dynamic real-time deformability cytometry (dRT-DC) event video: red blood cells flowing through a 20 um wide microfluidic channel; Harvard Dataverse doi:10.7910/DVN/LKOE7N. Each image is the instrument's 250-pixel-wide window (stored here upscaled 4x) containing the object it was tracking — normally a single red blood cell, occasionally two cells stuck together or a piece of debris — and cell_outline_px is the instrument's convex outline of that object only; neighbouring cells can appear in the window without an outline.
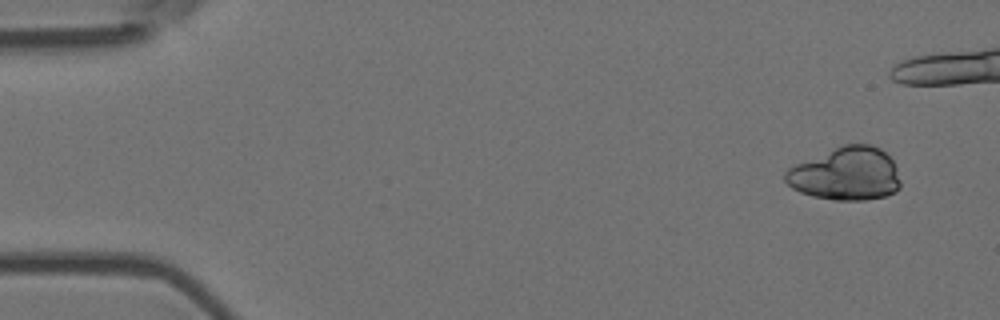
{"species": "Egyptian fruit bat (a non-hibernating species)", "species_latin": "Rousettus aegyptiacus", "temperature_condition": "room temperature", "stored_images_in_passage": 4, "segment_of_instrument_passage": [2, 2], "camera_frame_rate_fps": 3000, "um_per_image_px": 0.085, "animal": {"sex": "female"}, "frame": {"image": 1, "passage_image": 4, "time_ms": 1.0, "image_size_px": [1000, 320], "cell_outline_px": [[900, 188], [896, 192], [884, 196], [864, 200], [832, 200], [812, 196], [800, 192], [792, 188], [784, 180], [784, 172], [788, 168], [796, 164], [844, 144], [872, 144], [880, 148], [892, 160], [896, 168], [900, 180]], "centroid_in_image_um": [71.9, 14.79], "position_along_channel_um": 13.1, "area_um2": 35.6}}